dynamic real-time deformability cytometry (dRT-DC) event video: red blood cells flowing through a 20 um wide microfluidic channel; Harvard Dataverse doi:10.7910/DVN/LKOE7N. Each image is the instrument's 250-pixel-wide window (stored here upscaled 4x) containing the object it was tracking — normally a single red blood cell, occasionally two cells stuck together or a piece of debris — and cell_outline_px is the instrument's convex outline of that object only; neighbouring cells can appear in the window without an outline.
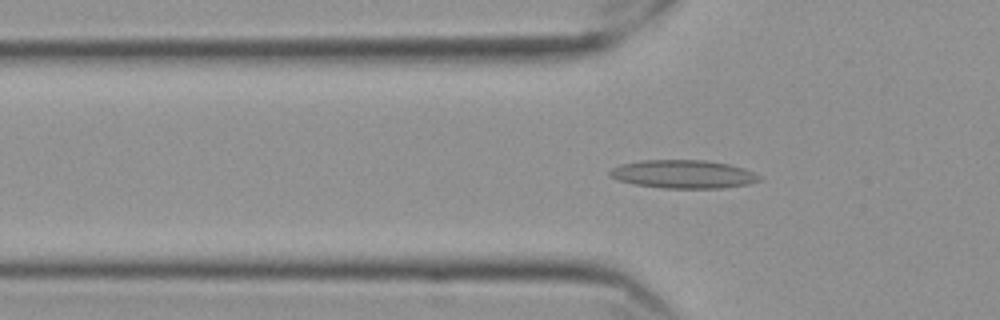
{"species": "Egyptian fruit bat (a non-hibernating species)", "species_latin": "Rousettus aegyptiacus", "temperature_condition": "cold", "stored_images_in_passage": 47, "camera_frame_rate_fps": 3000, "um_per_image_px": 0.085, "frame": {"image": 1, "passage_image": 15, "time_ms": 4.667, "image_size_px": [1000, 320], "cell_outline_px": [[760, 180], [748, 184], [720, 188], [664, 188], [632, 184], [616, 180], [608, 176], [608, 172], [612, 168], [620, 164], [640, 160], [708, 160], [728, 164], [744, 168], [760, 176]], "centroid_in_image_um": [58.01, 14.8], "position_along_channel_um": 67.8, "area_um2": 24.8}}
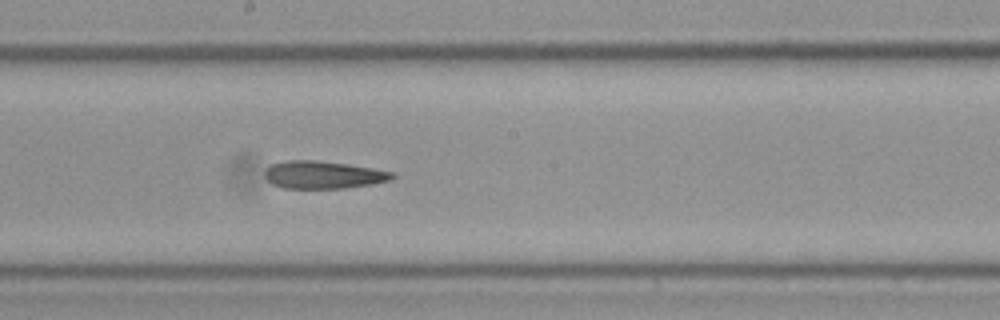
{"frame": {"image": 2, "passage_image": 28, "time_ms": 9.0, "image_size_px": [1000, 320], "cell_outline_px": [[396, 176], [388, 180], [372, 184], [344, 188], [284, 188], [272, 184], [264, 176], [264, 172], [272, 164], [288, 160], [316, 160], [348, 164], [396, 172]], "centroid_in_image_um": [27.48, 14.85], "position_along_channel_um": 220.7, "area_um2": 20.46}}
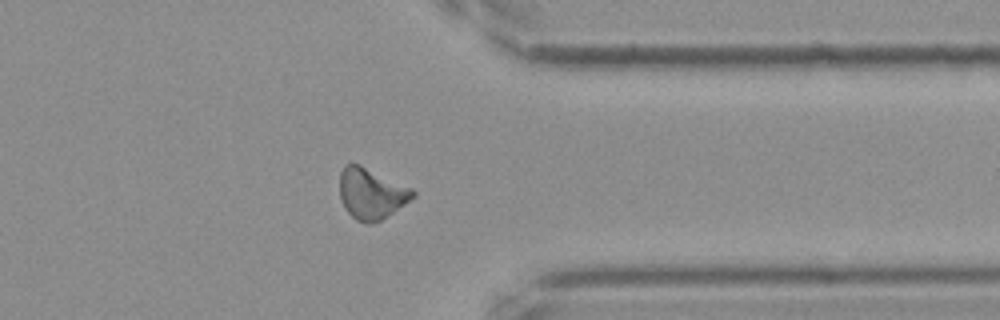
{"frame": {"image": 3, "passage_image": 42, "time_ms": 13.667, "image_size_px": [1000, 320], "cell_outline_px": [[416, 196], [380, 220], [372, 224], [368, 224], [356, 220], [344, 208], [340, 200], [340, 172], [344, 164], [360, 164], [412, 188], [416, 192]], "centroid_in_image_um": [31.54, 16.45], "position_along_channel_um": 379.9, "area_um2": 21.68}}